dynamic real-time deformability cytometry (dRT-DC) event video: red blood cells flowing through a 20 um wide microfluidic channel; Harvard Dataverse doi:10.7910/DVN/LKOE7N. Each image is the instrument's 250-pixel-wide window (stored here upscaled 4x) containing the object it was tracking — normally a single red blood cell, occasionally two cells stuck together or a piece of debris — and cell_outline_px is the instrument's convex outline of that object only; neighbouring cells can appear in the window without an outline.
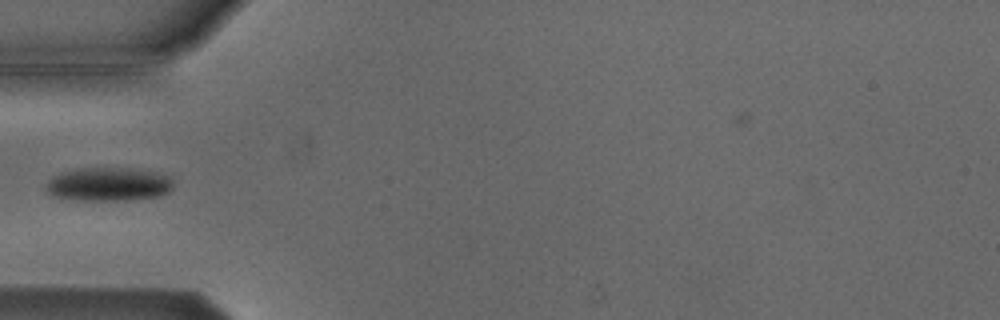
{"species": "Egyptian fruit bat (a non-hibernating species)", "species_latin": "Rousettus aegyptiacus", "temperature_condition": "cold", "stored_images_in_passage": 2, "camera_frame_rate_fps": 3000, "um_per_image_px": 0.085, "animal": {"sex": "male"}, "frame": {"image": 1, "passage_image": 2, "time_ms": 2.0, "image_size_px": [1000, 320], "cell_outline_px": [[172, 188], [168, 192], [160, 196], [128, 200], [76, 200], [52, 196], [44, 188], [44, 184], [52, 176], [60, 172], [76, 168], [128, 168], [156, 172], [168, 176], [172, 180]], "centroid_in_image_um": [9.17, 15.66], "position_along_channel_um": 75.8, "area_um2": 25.2}}